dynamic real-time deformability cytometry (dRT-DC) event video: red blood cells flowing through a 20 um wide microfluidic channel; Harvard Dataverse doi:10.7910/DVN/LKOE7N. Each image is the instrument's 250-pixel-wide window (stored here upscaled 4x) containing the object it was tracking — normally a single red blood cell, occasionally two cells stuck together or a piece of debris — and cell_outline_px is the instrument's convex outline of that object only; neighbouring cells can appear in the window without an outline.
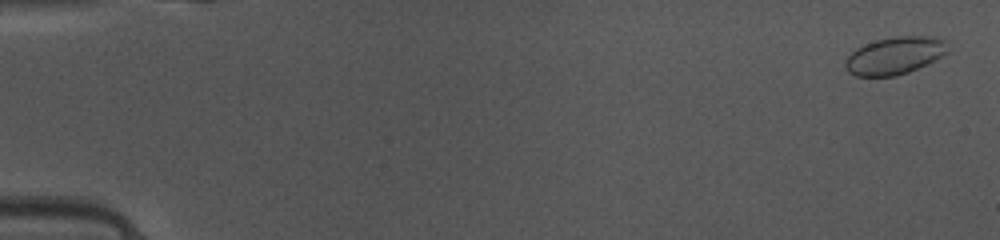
{"species": "common noctule bat (a hibernating species)", "species_latin": "Nyctalus noctula", "temperature_condition": "warm", "stored_images_in_passage": 49, "camera_frame_rate_fps": 3000, "um_per_image_px": 0.085, "animal": {"sex": "female", "body_mass_g": 10.0, "forearm_length_mm": 53.1}, "frame": {"image": 1, "passage_image": 1, "time_ms": 0.0, "image_size_px": [1000, 240], "cell_outline_px": [[948, 52], [908, 72], [896, 76], [856, 76], [848, 72], [844, 68], [844, 64], [848, 56], [856, 48], [864, 44], [876, 40], [892, 36], [932, 36], [948, 40]], "centroid_in_image_um": [76.03, 4.71], "position_along_channel_um": 9.0, "area_um2": 22.37}}
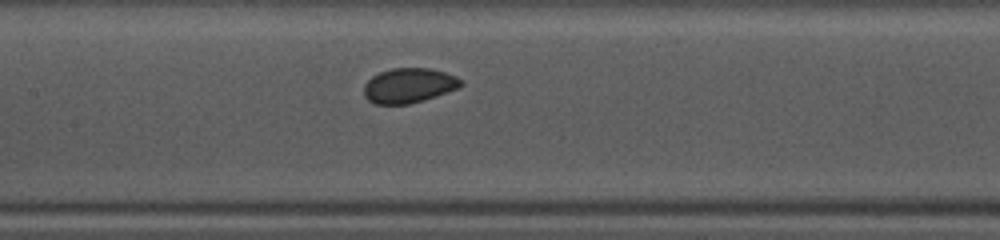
{"frame": {"image": 2, "passage_image": 23, "time_ms": 7.333, "image_size_px": [1000, 240], "cell_outline_px": [[464, 84], [460, 88], [408, 104], [376, 104], [368, 100], [364, 96], [364, 84], [372, 76], [380, 72], [392, 68], [428, 68], [444, 72], [456, 76], [464, 80]], "centroid_in_image_um": [34.76, 7.26], "position_along_channel_um": 172.6, "area_um2": 19.65}}
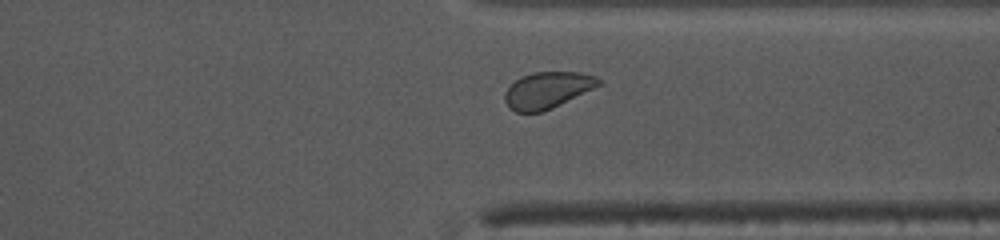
{"frame": {"image": 3, "passage_image": 37, "time_ms": 12.0, "image_size_px": [1000, 240], "cell_outline_px": [[600, 84], [552, 108], [540, 112], [516, 112], [508, 108], [504, 100], [504, 92], [516, 80], [524, 76], [536, 72], [580, 72], [596, 76], [600, 80]], "centroid_in_image_um": [46.49, 7.66], "position_along_channel_um": 364.9, "area_um2": 19.54}}